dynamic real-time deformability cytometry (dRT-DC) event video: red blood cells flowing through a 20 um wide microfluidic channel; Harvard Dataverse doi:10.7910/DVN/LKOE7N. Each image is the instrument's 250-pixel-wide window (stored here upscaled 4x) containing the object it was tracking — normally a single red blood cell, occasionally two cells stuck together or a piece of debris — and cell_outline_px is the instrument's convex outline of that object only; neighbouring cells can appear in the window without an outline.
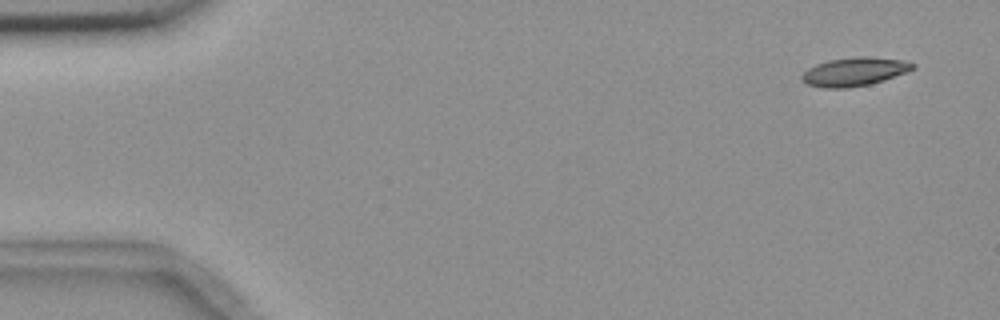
{"species": "common noctule bat (a hibernating species)", "species_latin": "Nyctalus noctula", "temperature_condition": "room temperature", "stored_images_in_passage": 4, "camera_frame_rate_fps": 3000, "um_per_image_px": 0.085, "animal": {"sex": "female", "body_mass_g": 18.4}, "frame": {"image": 1, "passage_image": 1, "time_ms": 0.0, "image_size_px": [1000, 320], "cell_outline_px": [[916, 68], [884, 80], [868, 84], [844, 88], [824, 88], [808, 84], [800, 76], [808, 68], [816, 64], [828, 60], [860, 56], [864, 56], [904, 60], [916, 64]], "centroid_in_image_um": [72.64, 6.08], "position_along_channel_um": 12.4, "area_um2": 18.26}}
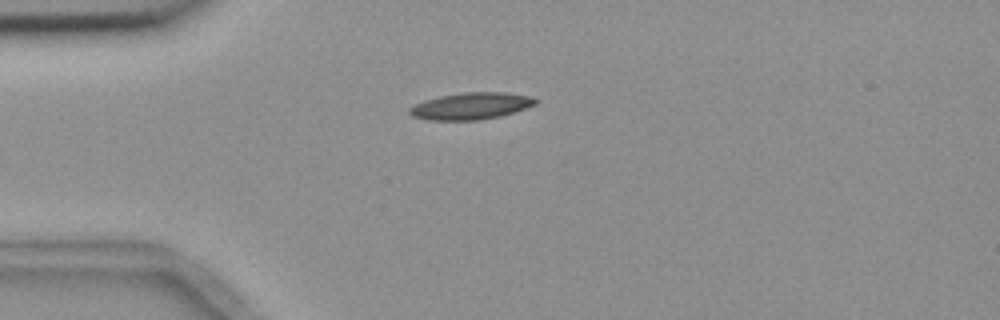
{"frame": {"image": 2, "passage_image": 4, "time_ms": 3.667, "image_size_px": [1000, 320], "cell_outline_px": [[540, 100], [536, 104], [500, 116], [480, 120], [428, 120], [412, 116], [408, 112], [408, 108], [424, 100], [440, 96], [464, 92], [504, 92], [528, 96]], "centroid_in_image_um": [40.01, 9.01], "position_along_channel_um": 45.0, "area_um2": 19.59}}